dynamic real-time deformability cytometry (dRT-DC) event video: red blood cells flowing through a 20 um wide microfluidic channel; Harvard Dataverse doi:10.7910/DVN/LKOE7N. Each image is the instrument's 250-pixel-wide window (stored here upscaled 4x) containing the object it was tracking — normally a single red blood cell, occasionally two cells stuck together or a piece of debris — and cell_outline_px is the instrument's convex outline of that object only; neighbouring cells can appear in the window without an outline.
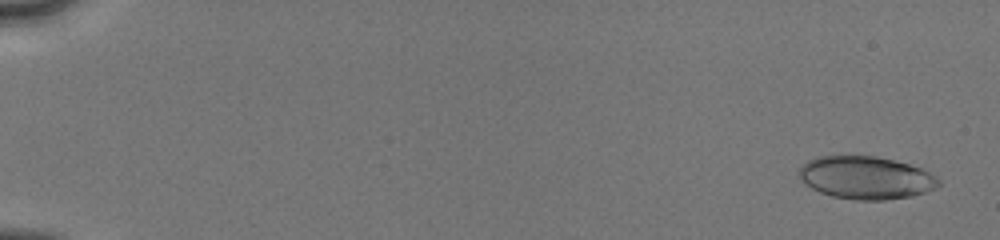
{"species": "human", "species_latin": "Homo sapiens", "temperature_condition": "cold", "stored_images_in_passage": 67, "camera_frame_rate_fps": 3000, "um_per_image_px": 0.085, "donor": {"sex": "male"}, "frame": {"image": 1, "passage_image": 4, "time_ms": 0.667, "image_size_px": [1000, 240], "cell_outline_px": [[940, 184], [936, 188], [912, 196], [884, 200], [856, 200], [832, 196], [820, 192], [804, 184], [800, 180], [800, 168], [808, 160], [820, 156], [876, 156], [908, 164], [920, 168], [928, 172], [940, 180]], "centroid_in_image_um": [73.59, 15.11], "position_along_channel_um": 11.4, "area_um2": 34.56}}
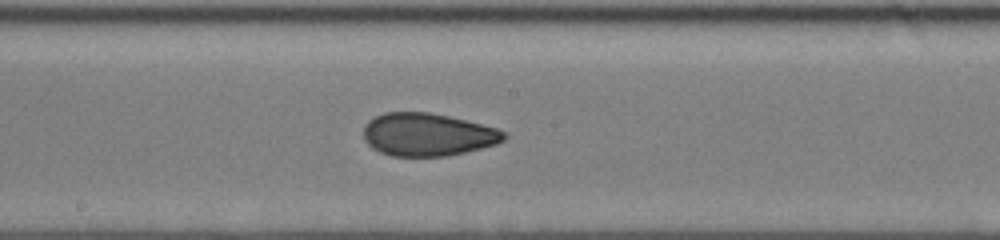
{"frame": {"image": 2, "passage_image": 31, "time_ms": 10.0, "image_size_px": [1000, 240], "cell_outline_px": [[508, 136], [504, 140], [496, 144], [448, 156], [392, 156], [380, 152], [372, 148], [364, 140], [364, 124], [368, 120], [384, 112], [428, 112], [448, 116], [496, 128], [508, 132]], "centroid_in_image_um": [36.33, 11.44], "position_along_channel_um": 211.9, "area_um2": 35.08}}
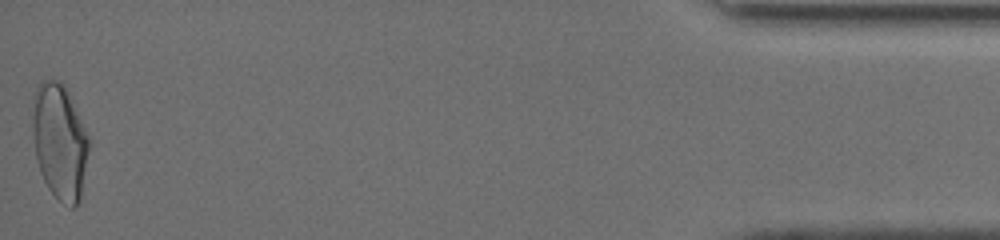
{"frame": {"image": 3, "passage_image": 66, "time_ms": 17.333, "image_size_px": [1000, 240], "cell_outline_px": [[88, 152], [80, 200], [72, 208], [64, 204], [48, 188], [40, 172], [36, 160], [32, 124], [32, 96], [36, 88], [44, 80], [60, 80], [68, 88], [88, 136]], "centroid_in_image_um": [5.05, 11.98], "position_along_channel_um": 430.1, "area_um2": 38.03}, "authors_computed_cell_mechanics": {"area_um2": 34.68, "velocity_mm_per_s": 4.0653, "shape_relaxation_time_tau1_ms": 4.7553, "shape_relaxation_time_tau2_ms": 1.3063, "deformation_change_tau1": 0.143, "deformation_change_tau2": 0.0686}}